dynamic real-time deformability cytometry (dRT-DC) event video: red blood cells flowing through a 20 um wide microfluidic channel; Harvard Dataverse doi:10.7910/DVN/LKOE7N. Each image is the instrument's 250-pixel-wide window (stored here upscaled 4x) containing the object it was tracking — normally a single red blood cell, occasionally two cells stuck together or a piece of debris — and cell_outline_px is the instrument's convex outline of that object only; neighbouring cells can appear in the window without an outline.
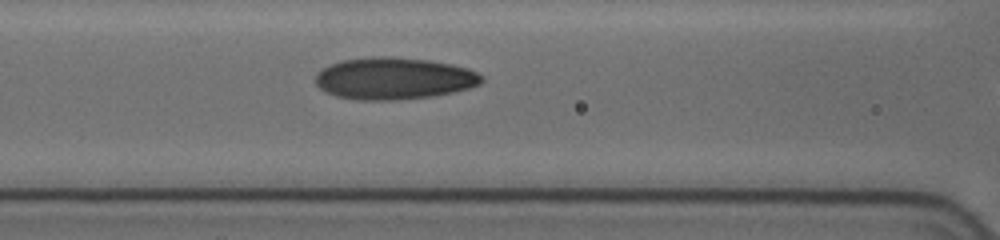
{"species": "human", "species_latin": "Homo sapiens", "temperature_condition": "cold", "stored_images_in_passage": 58, "camera_frame_rate_fps": 3000, "um_per_image_px": 0.085, "donor": {"sex": "female"}, "frame": {"image": 1, "passage_image": 25, "time_ms": 6.0, "image_size_px": [1000, 240], "cell_outline_px": [[484, 80], [480, 84], [468, 88], [452, 92], [432, 96], [396, 100], [360, 100], [336, 96], [320, 88], [316, 84], [316, 72], [320, 68], [328, 64], [340, 60], [372, 56], [392, 56], [428, 60], [468, 68], [476, 72]], "centroid_in_image_um": [33.43, 6.65], "position_along_channel_um": 133.2, "area_um2": 40.69}}
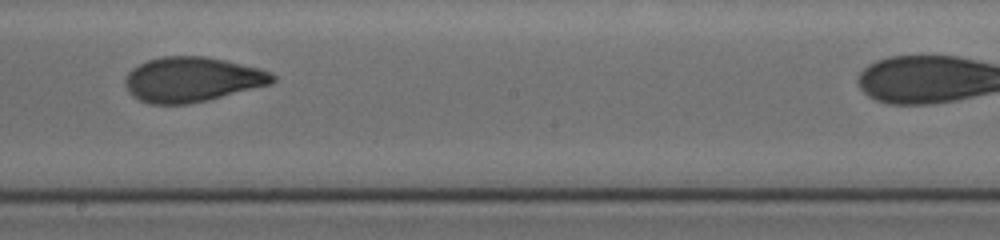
{"frame": {"image": 2, "passage_image": 36, "time_ms": 8.667, "image_size_px": [1000, 240], "cell_outline_px": [[276, 80], [272, 84], [208, 100], [188, 104], [152, 104], [140, 100], [132, 96], [128, 92], [124, 84], [124, 80], [128, 72], [132, 68], [148, 60], [160, 56], [204, 56], [224, 60], [260, 68], [272, 72], [276, 76]], "centroid_in_image_um": [16.33, 6.75], "position_along_channel_um": 231.9, "area_um2": 38.78}}
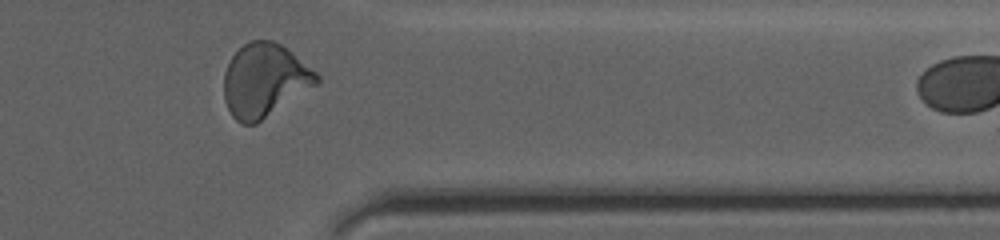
{"frame": {"image": 3, "passage_image": 54, "time_ms": 13.0, "image_size_px": [1000, 240], "cell_outline_px": [[320, 84], [256, 124], [244, 124], [236, 120], [232, 116], [224, 100], [224, 72], [232, 56], [244, 44], [252, 40], [272, 40], [280, 44], [292, 52], [316, 72], [320, 76]], "centroid_in_image_um": [22.51, 6.84], "position_along_channel_um": 388.9, "area_um2": 39.82}}